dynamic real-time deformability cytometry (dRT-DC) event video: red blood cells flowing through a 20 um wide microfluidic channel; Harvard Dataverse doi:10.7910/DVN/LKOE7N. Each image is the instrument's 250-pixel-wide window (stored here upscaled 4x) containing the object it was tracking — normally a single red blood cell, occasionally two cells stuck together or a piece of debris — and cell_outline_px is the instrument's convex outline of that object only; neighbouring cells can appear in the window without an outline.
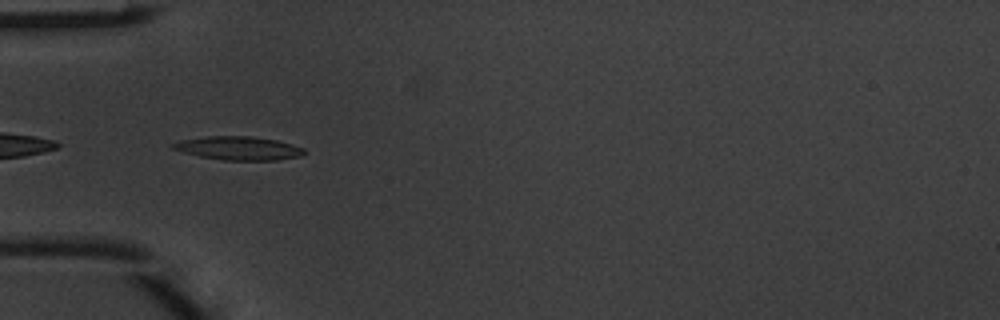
{"species": "common noctule bat (a hibernating species)", "species_latin": "Nyctalus noctula", "temperature_condition": "warm", "stored_images_in_passage": 6, "camera_frame_rate_fps": 3000, "um_per_image_px": 0.085, "animal": {"sex": "male", "body_mass_g": 20.1, "forearm_length_mm": 53.5}, "frame": {"image": 1, "passage_image": 5, "time_ms": 1.333, "image_size_px": [1000, 320], "cell_outline_px": [[304, 152], [300, 156], [276, 160], [224, 160], [200, 156], [184, 152], [172, 148], [172, 144], [180, 140], [208, 136], [252, 136], [276, 140], [292, 144], [304, 148]], "centroid_in_image_um": [20.28, 12.59], "position_along_channel_um": 64.7, "area_um2": 17.8}}